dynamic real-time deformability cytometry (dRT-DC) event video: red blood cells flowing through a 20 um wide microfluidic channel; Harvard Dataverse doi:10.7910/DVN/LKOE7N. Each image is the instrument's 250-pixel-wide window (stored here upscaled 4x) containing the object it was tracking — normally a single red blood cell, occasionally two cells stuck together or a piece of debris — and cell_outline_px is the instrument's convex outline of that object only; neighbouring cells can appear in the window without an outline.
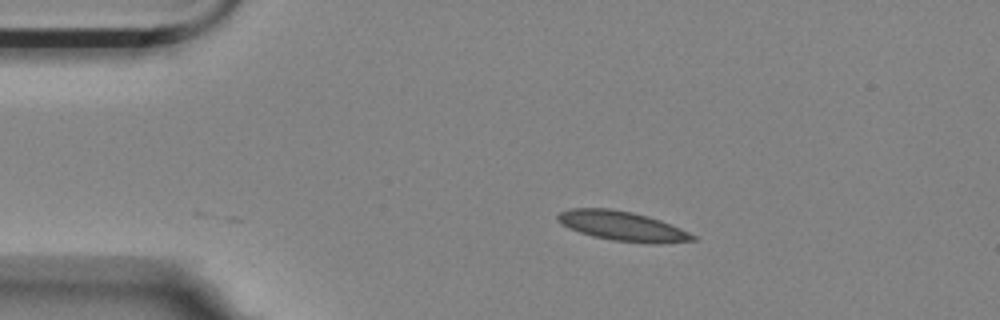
{"species": "Egyptian fruit bat (a non-hibernating species)", "species_latin": "Rousettus aegyptiacus", "temperature_condition": "room temperature", "stored_images_in_passage": 4, "camera_frame_rate_fps": 3000, "um_per_image_px": 0.085, "animal": {"sex": "female"}, "frame": {"image": 1, "passage_image": 4, "time_ms": 1.0, "image_size_px": [1000, 320], "cell_outline_px": [[696, 240], [660, 244], [652, 244], [612, 240], [592, 236], [568, 228], [560, 224], [556, 220], [556, 216], [560, 212], [568, 208], [608, 208], [632, 212], [648, 216], [660, 220], [680, 228], [696, 236]], "centroid_in_image_um": [52.87, 19.22], "position_along_channel_um": 32.1, "area_um2": 23.41}}